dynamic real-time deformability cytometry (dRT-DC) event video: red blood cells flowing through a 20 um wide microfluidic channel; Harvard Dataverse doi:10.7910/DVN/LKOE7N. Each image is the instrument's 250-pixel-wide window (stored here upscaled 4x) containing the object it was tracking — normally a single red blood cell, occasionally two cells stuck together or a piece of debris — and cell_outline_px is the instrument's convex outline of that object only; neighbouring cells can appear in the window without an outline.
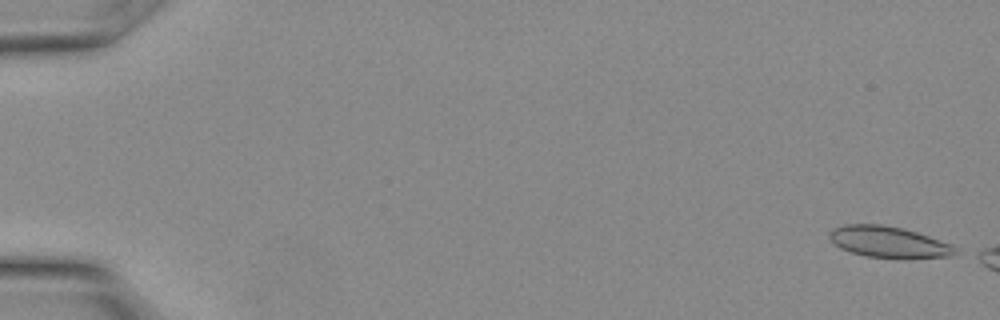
{"species": "Egyptian fruit bat (a non-hibernating species)", "species_latin": "Rousettus aegyptiacus", "temperature_condition": "warm", "stored_images_in_passage": 7, "camera_frame_rate_fps": 3000, "um_per_image_px": 0.085, "animal": {"sex": "female"}, "frame": {"image": 1, "passage_image": 1, "time_ms": 0.0, "image_size_px": [1000, 320], "cell_outline_px": [[960, 252], [952, 256], [868, 256], [852, 252], [840, 248], [828, 236], [832, 228], [844, 224], [880, 224], [904, 228], [952, 244]], "centroid_in_image_um": [75.51, 20.52], "position_along_channel_um": 9.5, "area_um2": 22.14}}